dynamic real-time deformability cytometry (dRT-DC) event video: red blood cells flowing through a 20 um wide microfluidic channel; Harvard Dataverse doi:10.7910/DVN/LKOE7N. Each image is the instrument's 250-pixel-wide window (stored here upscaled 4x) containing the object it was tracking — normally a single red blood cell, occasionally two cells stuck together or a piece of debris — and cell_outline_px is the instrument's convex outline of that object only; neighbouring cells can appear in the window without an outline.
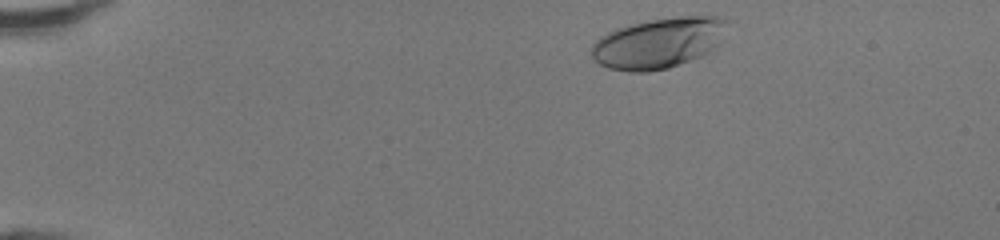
{"species": "human", "species_latin": "Homo sapiens", "temperature_condition": "room temperature", "stored_images_in_passage": 38, "camera_frame_rate_fps": 3000, "um_per_image_px": 0.085, "donor": {"sex": "female"}, "frame": {"image": 1, "passage_image": 1, "time_ms": 0.0, "image_size_px": [1000, 240], "cell_outline_px": [[728, 24], [716, 48], [692, 60], [668, 68], [648, 72], [628, 72], [608, 68], [592, 60], [592, 44], [600, 36], [616, 28], [628, 24], [648, 20], [680, 16], [724, 16], [728, 20]], "centroid_in_image_um": [55.97, 3.65], "position_along_channel_um": 29.0, "area_um2": 40.4}}
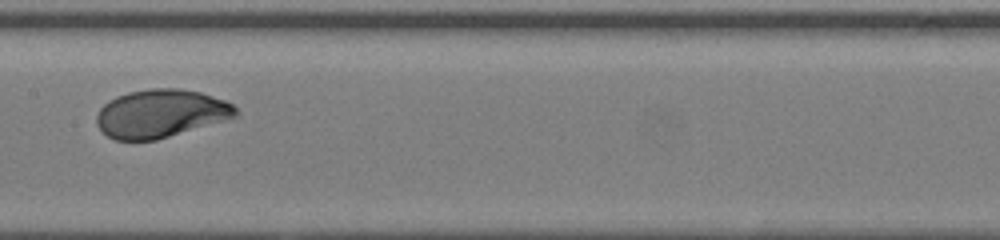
{"frame": {"image": 2, "passage_image": 19, "time_ms": 6.0, "image_size_px": [1000, 240], "cell_outline_px": [[240, 116], [156, 140], [116, 140], [108, 136], [96, 124], [96, 116], [100, 108], [108, 100], [116, 96], [128, 92], [152, 88], [176, 88], [200, 92], [224, 100], [232, 104], [240, 112]], "centroid_in_image_um": [13.67, 9.65], "position_along_channel_um": 193.7, "area_um2": 39.07}}
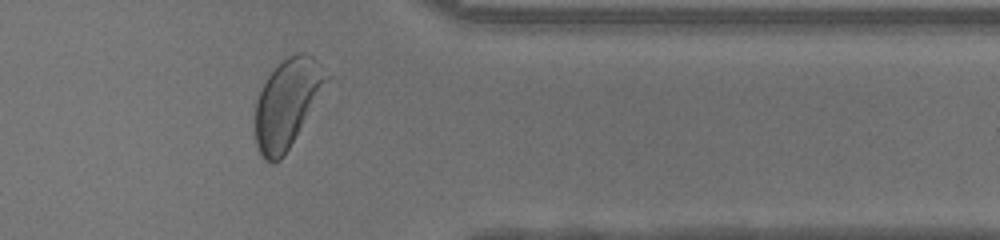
{"frame": {"image": 3, "passage_image": 33, "time_ms": 10.667, "image_size_px": [1000, 240], "cell_outline_px": [[332, 76], [284, 156], [280, 160], [264, 160], [256, 144], [256, 100], [268, 76], [288, 56], [296, 52], [304, 52], [312, 56]], "centroid_in_image_um": [24.45, 8.74], "position_along_channel_um": 387.0, "area_um2": 36.13}, "authors_computed_cell_mechanics": {"area_um2": 38.8416, "velocity_mm_per_s": 4.2739, "shape_relaxation_time_tau1_ms": 2.2928, "shape_relaxation_time_tau2_ms": null, "deformation_change_tau1": 0.1825, "deformation_change_tau2": null}}